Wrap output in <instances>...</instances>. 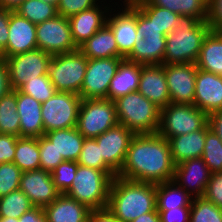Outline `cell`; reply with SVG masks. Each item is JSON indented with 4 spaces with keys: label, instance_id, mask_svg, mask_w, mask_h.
Segmentation results:
<instances>
[{
    "label": "cell",
    "instance_id": "obj_33",
    "mask_svg": "<svg viewBox=\"0 0 222 222\" xmlns=\"http://www.w3.org/2000/svg\"><path fill=\"white\" fill-rule=\"evenodd\" d=\"M152 5L168 9L180 16H192L207 21L208 0H148Z\"/></svg>",
    "mask_w": 222,
    "mask_h": 222
},
{
    "label": "cell",
    "instance_id": "obj_49",
    "mask_svg": "<svg viewBox=\"0 0 222 222\" xmlns=\"http://www.w3.org/2000/svg\"><path fill=\"white\" fill-rule=\"evenodd\" d=\"M191 207H178L170 210H157L161 222H189Z\"/></svg>",
    "mask_w": 222,
    "mask_h": 222
},
{
    "label": "cell",
    "instance_id": "obj_11",
    "mask_svg": "<svg viewBox=\"0 0 222 222\" xmlns=\"http://www.w3.org/2000/svg\"><path fill=\"white\" fill-rule=\"evenodd\" d=\"M36 39L38 49L51 55L78 49L72 39L69 19L61 15L37 24Z\"/></svg>",
    "mask_w": 222,
    "mask_h": 222
},
{
    "label": "cell",
    "instance_id": "obj_56",
    "mask_svg": "<svg viewBox=\"0 0 222 222\" xmlns=\"http://www.w3.org/2000/svg\"><path fill=\"white\" fill-rule=\"evenodd\" d=\"M25 0H0V7L14 11Z\"/></svg>",
    "mask_w": 222,
    "mask_h": 222
},
{
    "label": "cell",
    "instance_id": "obj_35",
    "mask_svg": "<svg viewBox=\"0 0 222 222\" xmlns=\"http://www.w3.org/2000/svg\"><path fill=\"white\" fill-rule=\"evenodd\" d=\"M14 11L35 25L58 15L54 5L42 0H25Z\"/></svg>",
    "mask_w": 222,
    "mask_h": 222
},
{
    "label": "cell",
    "instance_id": "obj_27",
    "mask_svg": "<svg viewBox=\"0 0 222 222\" xmlns=\"http://www.w3.org/2000/svg\"><path fill=\"white\" fill-rule=\"evenodd\" d=\"M198 69L222 76V34L210 30L205 36L197 61Z\"/></svg>",
    "mask_w": 222,
    "mask_h": 222
},
{
    "label": "cell",
    "instance_id": "obj_50",
    "mask_svg": "<svg viewBox=\"0 0 222 222\" xmlns=\"http://www.w3.org/2000/svg\"><path fill=\"white\" fill-rule=\"evenodd\" d=\"M12 10L0 7V54L5 50L9 38V19Z\"/></svg>",
    "mask_w": 222,
    "mask_h": 222
},
{
    "label": "cell",
    "instance_id": "obj_47",
    "mask_svg": "<svg viewBox=\"0 0 222 222\" xmlns=\"http://www.w3.org/2000/svg\"><path fill=\"white\" fill-rule=\"evenodd\" d=\"M19 137L0 133V164L13 162Z\"/></svg>",
    "mask_w": 222,
    "mask_h": 222
},
{
    "label": "cell",
    "instance_id": "obj_9",
    "mask_svg": "<svg viewBox=\"0 0 222 222\" xmlns=\"http://www.w3.org/2000/svg\"><path fill=\"white\" fill-rule=\"evenodd\" d=\"M80 95L57 91L41 105L44 133L56 129L73 128L77 125Z\"/></svg>",
    "mask_w": 222,
    "mask_h": 222
},
{
    "label": "cell",
    "instance_id": "obj_41",
    "mask_svg": "<svg viewBox=\"0 0 222 222\" xmlns=\"http://www.w3.org/2000/svg\"><path fill=\"white\" fill-rule=\"evenodd\" d=\"M21 174L13 162L0 164V197L19 189Z\"/></svg>",
    "mask_w": 222,
    "mask_h": 222
},
{
    "label": "cell",
    "instance_id": "obj_23",
    "mask_svg": "<svg viewBox=\"0 0 222 222\" xmlns=\"http://www.w3.org/2000/svg\"><path fill=\"white\" fill-rule=\"evenodd\" d=\"M209 129L210 126L207 124L201 130L168 139L171 156L175 165L189 159L202 157L206 140V132Z\"/></svg>",
    "mask_w": 222,
    "mask_h": 222
},
{
    "label": "cell",
    "instance_id": "obj_38",
    "mask_svg": "<svg viewBox=\"0 0 222 222\" xmlns=\"http://www.w3.org/2000/svg\"><path fill=\"white\" fill-rule=\"evenodd\" d=\"M212 173L222 172V141L212 129L206 132V140L201 157Z\"/></svg>",
    "mask_w": 222,
    "mask_h": 222
},
{
    "label": "cell",
    "instance_id": "obj_18",
    "mask_svg": "<svg viewBox=\"0 0 222 222\" xmlns=\"http://www.w3.org/2000/svg\"><path fill=\"white\" fill-rule=\"evenodd\" d=\"M211 172L202 158H193L175 166L173 181L192 197L204 196Z\"/></svg>",
    "mask_w": 222,
    "mask_h": 222
},
{
    "label": "cell",
    "instance_id": "obj_32",
    "mask_svg": "<svg viewBox=\"0 0 222 222\" xmlns=\"http://www.w3.org/2000/svg\"><path fill=\"white\" fill-rule=\"evenodd\" d=\"M0 133L20 137V117L17 113V89L0 98Z\"/></svg>",
    "mask_w": 222,
    "mask_h": 222
},
{
    "label": "cell",
    "instance_id": "obj_40",
    "mask_svg": "<svg viewBox=\"0 0 222 222\" xmlns=\"http://www.w3.org/2000/svg\"><path fill=\"white\" fill-rule=\"evenodd\" d=\"M19 90L41 103L47 101L57 92L50 81L49 74L28 81Z\"/></svg>",
    "mask_w": 222,
    "mask_h": 222
},
{
    "label": "cell",
    "instance_id": "obj_28",
    "mask_svg": "<svg viewBox=\"0 0 222 222\" xmlns=\"http://www.w3.org/2000/svg\"><path fill=\"white\" fill-rule=\"evenodd\" d=\"M44 136L53 143L64 161L78 160L85 138L76 127L52 130L44 133Z\"/></svg>",
    "mask_w": 222,
    "mask_h": 222
},
{
    "label": "cell",
    "instance_id": "obj_5",
    "mask_svg": "<svg viewBox=\"0 0 222 222\" xmlns=\"http://www.w3.org/2000/svg\"><path fill=\"white\" fill-rule=\"evenodd\" d=\"M118 124L135 134L157 133L161 109L138 91L114 100Z\"/></svg>",
    "mask_w": 222,
    "mask_h": 222
},
{
    "label": "cell",
    "instance_id": "obj_39",
    "mask_svg": "<svg viewBox=\"0 0 222 222\" xmlns=\"http://www.w3.org/2000/svg\"><path fill=\"white\" fill-rule=\"evenodd\" d=\"M77 163L97 170H112L103 160L95 138H85Z\"/></svg>",
    "mask_w": 222,
    "mask_h": 222
},
{
    "label": "cell",
    "instance_id": "obj_12",
    "mask_svg": "<svg viewBox=\"0 0 222 222\" xmlns=\"http://www.w3.org/2000/svg\"><path fill=\"white\" fill-rule=\"evenodd\" d=\"M124 58L88 59L84 81L79 93L83 99H107L110 82Z\"/></svg>",
    "mask_w": 222,
    "mask_h": 222
},
{
    "label": "cell",
    "instance_id": "obj_20",
    "mask_svg": "<svg viewBox=\"0 0 222 222\" xmlns=\"http://www.w3.org/2000/svg\"><path fill=\"white\" fill-rule=\"evenodd\" d=\"M193 105L207 115L222 110V76L197 69Z\"/></svg>",
    "mask_w": 222,
    "mask_h": 222
},
{
    "label": "cell",
    "instance_id": "obj_2",
    "mask_svg": "<svg viewBox=\"0 0 222 222\" xmlns=\"http://www.w3.org/2000/svg\"><path fill=\"white\" fill-rule=\"evenodd\" d=\"M107 208L120 222H131L156 209V184L115 176Z\"/></svg>",
    "mask_w": 222,
    "mask_h": 222
},
{
    "label": "cell",
    "instance_id": "obj_37",
    "mask_svg": "<svg viewBox=\"0 0 222 222\" xmlns=\"http://www.w3.org/2000/svg\"><path fill=\"white\" fill-rule=\"evenodd\" d=\"M189 222H222V208L204 196L193 197Z\"/></svg>",
    "mask_w": 222,
    "mask_h": 222
},
{
    "label": "cell",
    "instance_id": "obj_30",
    "mask_svg": "<svg viewBox=\"0 0 222 222\" xmlns=\"http://www.w3.org/2000/svg\"><path fill=\"white\" fill-rule=\"evenodd\" d=\"M193 197L173 180L156 184V209L191 207Z\"/></svg>",
    "mask_w": 222,
    "mask_h": 222
},
{
    "label": "cell",
    "instance_id": "obj_1",
    "mask_svg": "<svg viewBox=\"0 0 222 222\" xmlns=\"http://www.w3.org/2000/svg\"><path fill=\"white\" fill-rule=\"evenodd\" d=\"M175 166L165 137L158 132L135 134L117 176L157 184L171 181Z\"/></svg>",
    "mask_w": 222,
    "mask_h": 222
},
{
    "label": "cell",
    "instance_id": "obj_8",
    "mask_svg": "<svg viewBox=\"0 0 222 222\" xmlns=\"http://www.w3.org/2000/svg\"><path fill=\"white\" fill-rule=\"evenodd\" d=\"M117 124L114 101L109 99L81 101L76 128L84 138H95Z\"/></svg>",
    "mask_w": 222,
    "mask_h": 222
},
{
    "label": "cell",
    "instance_id": "obj_21",
    "mask_svg": "<svg viewBox=\"0 0 222 222\" xmlns=\"http://www.w3.org/2000/svg\"><path fill=\"white\" fill-rule=\"evenodd\" d=\"M160 109L171 103L164 65H141L138 90Z\"/></svg>",
    "mask_w": 222,
    "mask_h": 222
},
{
    "label": "cell",
    "instance_id": "obj_10",
    "mask_svg": "<svg viewBox=\"0 0 222 222\" xmlns=\"http://www.w3.org/2000/svg\"><path fill=\"white\" fill-rule=\"evenodd\" d=\"M0 58H3L6 63L11 90H16L30 80L47 75L52 55L35 49L15 56Z\"/></svg>",
    "mask_w": 222,
    "mask_h": 222
},
{
    "label": "cell",
    "instance_id": "obj_42",
    "mask_svg": "<svg viewBox=\"0 0 222 222\" xmlns=\"http://www.w3.org/2000/svg\"><path fill=\"white\" fill-rule=\"evenodd\" d=\"M77 168V161H64L51 172L55 187L61 194L70 188Z\"/></svg>",
    "mask_w": 222,
    "mask_h": 222
},
{
    "label": "cell",
    "instance_id": "obj_15",
    "mask_svg": "<svg viewBox=\"0 0 222 222\" xmlns=\"http://www.w3.org/2000/svg\"><path fill=\"white\" fill-rule=\"evenodd\" d=\"M117 8V11L115 10L116 8L110 9L106 24L114 33L118 47V58L125 59L131 53L138 39L136 33V7Z\"/></svg>",
    "mask_w": 222,
    "mask_h": 222
},
{
    "label": "cell",
    "instance_id": "obj_16",
    "mask_svg": "<svg viewBox=\"0 0 222 222\" xmlns=\"http://www.w3.org/2000/svg\"><path fill=\"white\" fill-rule=\"evenodd\" d=\"M19 189L34 207L41 208L50 205L61 194L55 187L52 173L42 169L22 172Z\"/></svg>",
    "mask_w": 222,
    "mask_h": 222
},
{
    "label": "cell",
    "instance_id": "obj_22",
    "mask_svg": "<svg viewBox=\"0 0 222 222\" xmlns=\"http://www.w3.org/2000/svg\"><path fill=\"white\" fill-rule=\"evenodd\" d=\"M42 103L17 89V113L20 117V137L38 138L44 135Z\"/></svg>",
    "mask_w": 222,
    "mask_h": 222
},
{
    "label": "cell",
    "instance_id": "obj_45",
    "mask_svg": "<svg viewBox=\"0 0 222 222\" xmlns=\"http://www.w3.org/2000/svg\"><path fill=\"white\" fill-rule=\"evenodd\" d=\"M99 3V0H59L57 13L58 15L69 18L79 12L90 9Z\"/></svg>",
    "mask_w": 222,
    "mask_h": 222
},
{
    "label": "cell",
    "instance_id": "obj_19",
    "mask_svg": "<svg viewBox=\"0 0 222 222\" xmlns=\"http://www.w3.org/2000/svg\"><path fill=\"white\" fill-rule=\"evenodd\" d=\"M100 1V4L68 18L72 39L77 47L87 39H90L106 24L108 13L113 6L110 3H107V5L106 3H102L106 2V0Z\"/></svg>",
    "mask_w": 222,
    "mask_h": 222
},
{
    "label": "cell",
    "instance_id": "obj_46",
    "mask_svg": "<svg viewBox=\"0 0 222 222\" xmlns=\"http://www.w3.org/2000/svg\"><path fill=\"white\" fill-rule=\"evenodd\" d=\"M204 197L222 208V172L210 175Z\"/></svg>",
    "mask_w": 222,
    "mask_h": 222
},
{
    "label": "cell",
    "instance_id": "obj_31",
    "mask_svg": "<svg viewBox=\"0 0 222 222\" xmlns=\"http://www.w3.org/2000/svg\"><path fill=\"white\" fill-rule=\"evenodd\" d=\"M13 163L22 172L40 169L39 137H19Z\"/></svg>",
    "mask_w": 222,
    "mask_h": 222
},
{
    "label": "cell",
    "instance_id": "obj_36",
    "mask_svg": "<svg viewBox=\"0 0 222 222\" xmlns=\"http://www.w3.org/2000/svg\"><path fill=\"white\" fill-rule=\"evenodd\" d=\"M33 207L27 195L20 189L0 197V216L2 217L19 219Z\"/></svg>",
    "mask_w": 222,
    "mask_h": 222
},
{
    "label": "cell",
    "instance_id": "obj_14",
    "mask_svg": "<svg viewBox=\"0 0 222 222\" xmlns=\"http://www.w3.org/2000/svg\"><path fill=\"white\" fill-rule=\"evenodd\" d=\"M135 133L124 125L117 124L95 137L104 162L116 173L121 171L127 150Z\"/></svg>",
    "mask_w": 222,
    "mask_h": 222
},
{
    "label": "cell",
    "instance_id": "obj_4",
    "mask_svg": "<svg viewBox=\"0 0 222 222\" xmlns=\"http://www.w3.org/2000/svg\"><path fill=\"white\" fill-rule=\"evenodd\" d=\"M116 175L113 170H97L78 164L73 182L64 194L90 210L105 209L108 206L111 183Z\"/></svg>",
    "mask_w": 222,
    "mask_h": 222
},
{
    "label": "cell",
    "instance_id": "obj_17",
    "mask_svg": "<svg viewBox=\"0 0 222 222\" xmlns=\"http://www.w3.org/2000/svg\"><path fill=\"white\" fill-rule=\"evenodd\" d=\"M9 38L0 57H10L38 49L36 25L15 11L10 12Z\"/></svg>",
    "mask_w": 222,
    "mask_h": 222
},
{
    "label": "cell",
    "instance_id": "obj_51",
    "mask_svg": "<svg viewBox=\"0 0 222 222\" xmlns=\"http://www.w3.org/2000/svg\"><path fill=\"white\" fill-rule=\"evenodd\" d=\"M18 222H47L46 214L41 207H33L25 212Z\"/></svg>",
    "mask_w": 222,
    "mask_h": 222
},
{
    "label": "cell",
    "instance_id": "obj_57",
    "mask_svg": "<svg viewBox=\"0 0 222 222\" xmlns=\"http://www.w3.org/2000/svg\"><path fill=\"white\" fill-rule=\"evenodd\" d=\"M120 1H122V3H123V5H122V3H120L121 5H118V2H119V0H118V2H115V4L120 8V6L121 7H128V8H130V7H136V6H138V5H141L145 0H120Z\"/></svg>",
    "mask_w": 222,
    "mask_h": 222
},
{
    "label": "cell",
    "instance_id": "obj_13",
    "mask_svg": "<svg viewBox=\"0 0 222 222\" xmlns=\"http://www.w3.org/2000/svg\"><path fill=\"white\" fill-rule=\"evenodd\" d=\"M197 69L195 63L164 65L171 103L193 105Z\"/></svg>",
    "mask_w": 222,
    "mask_h": 222
},
{
    "label": "cell",
    "instance_id": "obj_53",
    "mask_svg": "<svg viewBox=\"0 0 222 222\" xmlns=\"http://www.w3.org/2000/svg\"><path fill=\"white\" fill-rule=\"evenodd\" d=\"M208 124L210 129H212L218 138L222 141V110L209 114Z\"/></svg>",
    "mask_w": 222,
    "mask_h": 222
},
{
    "label": "cell",
    "instance_id": "obj_59",
    "mask_svg": "<svg viewBox=\"0 0 222 222\" xmlns=\"http://www.w3.org/2000/svg\"><path fill=\"white\" fill-rule=\"evenodd\" d=\"M42 1H44L45 3H49V4L54 5L56 8H57L58 2H59V0H42Z\"/></svg>",
    "mask_w": 222,
    "mask_h": 222
},
{
    "label": "cell",
    "instance_id": "obj_6",
    "mask_svg": "<svg viewBox=\"0 0 222 222\" xmlns=\"http://www.w3.org/2000/svg\"><path fill=\"white\" fill-rule=\"evenodd\" d=\"M88 58L79 50L52 55L48 74L56 91L78 94L84 81Z\"/></svg>",
    "mask_w": 222,
    "mask_h": 222
},
{
    "label": "cell",
    "instance_id": "obj_34",
    "mask_svg": "<svg viewBox=\"0 0 222 222\" xmlns=\"http://www.w3.org/2000/svg\"><path fill=\"white\" fill-rule=\"evenodd\" d=\"M164 35H168L179 24L180 15L168 9L152 5L145 0L141 5L137 6Z\"/></svg>",
    "mask_w": 222,
    "mask_h": 222
},
{
    "label": "cell",
    "instance_id": "obj_43",
    "mask_svg": "<svg viewBox=\"0 0 222 222\" xmlns=\"http://www.w3.org/2000/svg\"><path fill=\"white\" fill-rule=\"evenodd\" d=\"M40 169L52 172L60 163L64 162L53 143L44 135L39 137Z\"/></svg>",
    "mask_w": 222,
    "mask_h": 222
},
{
    "label": "cell",
    "instance_id": "obj_52",
    "mask_svg": "<svg viewBox=\"0 0 222 222\" xmlns=\"http://www.w3.org/2000/svg\"><path fill=\"white\" fill-rule=\"evenodd\" d=\"M88 222H120L108 208L91 210Z\"/></svg>",
    "mask_w": 222,
    "mask_h": 222
},
{
    "label": "cell",
    "instance_id": "obj_55",
    "mask_svg": "<svg viewBox=\"0 0 222 222\" xmlns=\"http://www.w3.org/2000/svg\"><path fill=\"white\" fill-rule=\"evenodd\" d=\"M131 222H161V219L157 209H155L153 212L140 215Z\"/></svg>",
    "mask_w": 222,
    "mask_h": 222
},
{
    "label": "cell",
    "instance_id": "obj_44",
    "mask_svg": "<svg viewBox=\"0 0 222 222\" xmlns=\"http://www.w3.org/2000/svg\"><path fill=\"white\" fill-rule=\"evenodd\" d=\"M136 33L139 38H166L159 28L136 6Z\"/></svg>",
    "mask_w": 222,
    "mask_h": 222
},
{
    "label": "cell",
    "instance_id": "obj_48",
    "mask_svg": "<svg viewBox=\"0 0 222 222\" xmlns=\"http://www.w3.org/2000/svg\"><path fill=\"white\" fill-rule=\"evenodd\" d=\"M207 22L211 30L222 34V0H208Z\"/></svg>",
    "mask_w": 222,
    "mask_h": 222
},
{
    "label": "cell",
    "instance_id": "obj_25",
    "mask_svg": "<svg viewBox=\"0 0 222 222\" xmlns=\"http://www.w3.org/2000/svg\"><path fill=\"white\" fill-rule=\"evenodd\" d=\"M140 76L141 64L123 59L110 82L107 99L114 101L118 97L137 91Z\"/></svg>",
    "mask_w": 222,
    "mask_h": 222
},
{
    "label": "cell",
    "instance_id": "obj_26",
    "mask_svg": "<svg viewBox=\"0 0 222 222\" xmlns=\"http://www.w3.org/2000/svg\"><path fill=\"white\" fill-rule=\"evenodd\" d=\"M78 49L88 59L118 57V47L112 29L105 24L90 39L82 43Z\"/></svg>",
    "mask_w": 222,
    "mask_h": 222
},
{
    "label": "cell",
    "instance_id": "obj_24",
    "mask_svg": "<svg viewBox=\"0 0 222 222\" xmlns=\"http://www.w3.org/2000/svg\"><path fill=\"white\" fill-rule=\"evenodd\" d=\"M47 222H88L91 210L67 196L60 194L50 205L43 208Z\"/></svg>",
    "mask_w": 222,
    "mask_h": 222
},
{
    "label": "cell",
    "instance_id": "obj_58",
    "mask_svg": "<svg viewBox=\"0 0 222 222\" xmlns=\"http://www.w3.org/2000/svg\"><path fill=\"white\" fill-rule=\"evenodd\" d=\"M0 222H18V218L0 216Z\"/></svg>",
    "mask_w": 222,
    "mask_h": 222
},
{
    "label": "cell",
    "instance_id": "obj_54",
    "mask_svg": "<svg viewBox=\"0 0 222 222\" xmlns=\"http://www.w3.org/2000/svg\"><path fill=\"white\" fill-rule=\"evenodd\" d=\"M10 90L7 66L4 59L0 58V98Z\"/></svg>",
    "mask_w": 222,
    "mask_h": 222
},
{
    "label": "cell",
    "instance_id": "obj_7",
    "mask_svg": "<svg viewBox=\"0 0 222 222\" xmlns=\"http://www.w3.org/2000/svg\"><path fill=\"white\" fill-rule=\"evenodd\" d=\"M208 115L195 105L170 103L161 109L158 133L167 140L203 129Z\"/></svg>",
    "mask_w": 222,
    "mask_h": 222
},
{
    "label": "cell",
    "instance_id": "obj_3",
    "mask_svg": "<svg viewBox=\"0 0 222 222\" xmlns=\"http://www.w3.org/2000/svg\"><path fill=\"white\" fill-rule=\"evenodd\" d=\"M211 30L207 21L192 16H180L178 26L166 35L162 65L195 63L205 36Z\"/></svg>",
    "mask_w": 222,
    "mask_h": 222
},
{
    "label": "cell",
    "instance_id": "obj_29",
    "mask_svg": "<svg viewBox=\"0 0 222 222\" xmlns=\"http://www.w3.org/2000/svg\"><path fill=\"white\" fill-rule=\"evenodd\" d=\"M166 38H139L131 53L125 58L141 65L163 64Z\"/></svg>",
    "mask_w": 222,
    "mask_h": 222
}]
</instances>
